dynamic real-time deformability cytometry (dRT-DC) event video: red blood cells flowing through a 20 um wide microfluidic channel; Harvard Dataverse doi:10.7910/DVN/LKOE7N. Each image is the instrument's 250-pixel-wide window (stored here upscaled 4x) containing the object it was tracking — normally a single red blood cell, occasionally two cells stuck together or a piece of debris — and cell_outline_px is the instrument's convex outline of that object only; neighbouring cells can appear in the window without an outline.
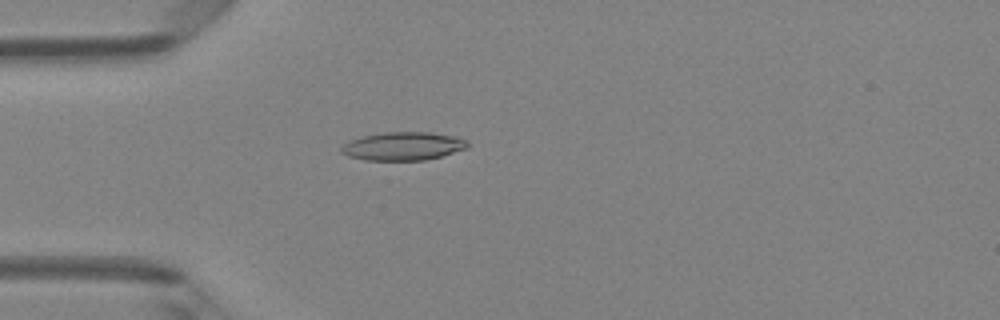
{"species": "Egyptian fruit bat (a non-hibernating species)", "species_latin": "Rousettus aegyptiacus", "temperature_condition": "room temperature", "stored_images_in_passage": 4, "camera_frame_rate_fps": 3000, "um_per_image_px": 0.085, "animal": {"sex": "female"}, "frame": {"image": 1, "passage_image": 4, "time_ms": 3.667, "image_size_px": [1000, 320], "cell_outline_px": [[468, 148], [440, 156], [424, 160], [364, 160], [348, 156], [340, 152], [340, 148], [344, 144], [352, 140], [364, 136], [384, 132], [432, 132], [456, 136], [468, 140]], "centroid_in_image_um": [34.29, 12.42], "position_along_channel_um": 50.7, "area_um2": 20.81}}